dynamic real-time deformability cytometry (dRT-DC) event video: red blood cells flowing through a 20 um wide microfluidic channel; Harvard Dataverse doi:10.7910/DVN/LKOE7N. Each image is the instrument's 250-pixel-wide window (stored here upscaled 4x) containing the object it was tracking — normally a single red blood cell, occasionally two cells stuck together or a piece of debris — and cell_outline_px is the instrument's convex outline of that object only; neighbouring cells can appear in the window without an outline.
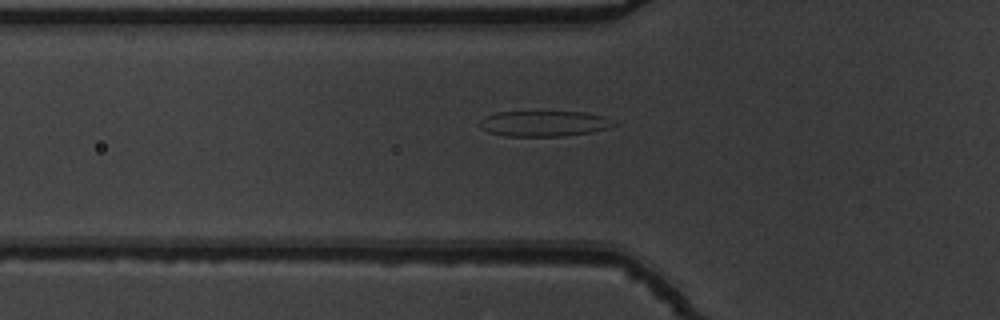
{"species": "common noctule bat (a hibernating species)", "species_latin": "Nyctalus noctula", "temperature_condition": "warm", "stored_images_in_passage": 40, "camera_frame_rate_fps": 3000, "um_per_image_px": 0.085, "animal": {"sex": "male", "body_mass_g": 19.5, "forearm_length_mm": 54.6}, "frame": {"image": 1, "passage_image": 5, "time_ms": 1.333, "image_size_px": [1000, 320], "cell_outline_px": [[616, 124], [608, 128], [592, 132], [560, 136], [504, 136], [488, 132], [480, 128], [480, 120], [496, 112], [540, 108], [584, 112], [604, 116]], "centroid_in_image_um": [46.2, 10.44], "position_along_channel_um": 79.6, "area_um2": 21.1}}
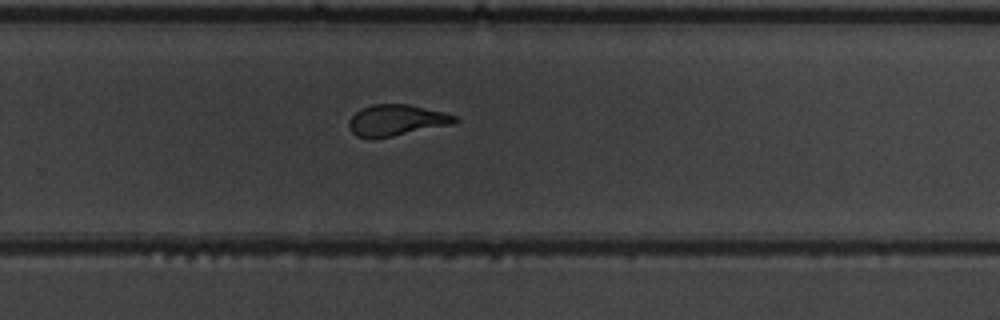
{"frame": {"image": 2, "passage_image": 22, "time_ms": 7.0, "image_size_px": [1000, 320], "cell_outline_px": [[460, 120], [452, 124], [392, 136], [356, 136], [352, 132], [348, 124], [348, 120], [360, 108], [372, 104], [408, 104], [444, 112], [456, 116]], "centroid_in_image_um": [33.71, 10.18], "position_along_channel_um": 296.1, "area_um2": 18.84}}
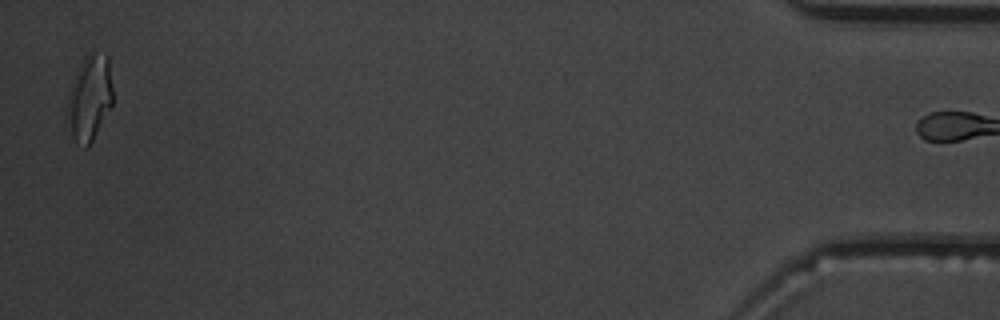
{"frame": {"image": 3, "passage_image": 39, "time_ms": 12.667, "image_size_px": [1000, 320], "cell_outline_px": [[112, 104], [88, 148], [84, 148], [72, 136], [64, 120], [68, 92], [76, 72], [84, 56], [88, 52], [96, 52], [108, 56], [112, 88]], "centroid_in_image_um": [7.56, 8.33], "position_along_channel_um": 427.6, "area_um2": 23.0}}